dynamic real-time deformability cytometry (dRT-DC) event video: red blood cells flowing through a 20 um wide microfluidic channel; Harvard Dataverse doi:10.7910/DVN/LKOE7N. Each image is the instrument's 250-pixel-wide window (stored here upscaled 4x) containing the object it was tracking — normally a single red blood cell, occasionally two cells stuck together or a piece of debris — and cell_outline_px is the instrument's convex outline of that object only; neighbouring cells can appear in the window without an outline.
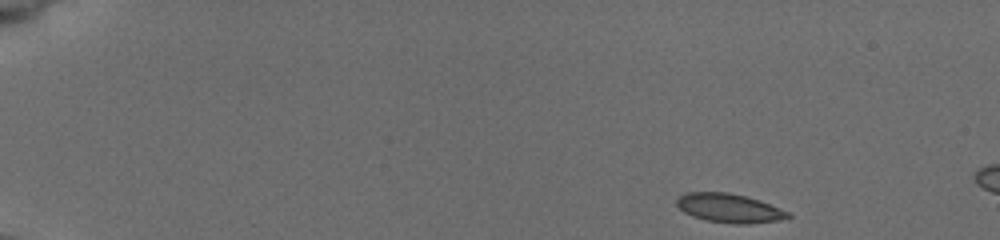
{"species": "common noctule bat (a hibernating species)", "species_latin": "Nyctalus noctula", "temperature_condition": "cold", "stored_images_in_passage": 23, "camera_frame_rate_fps": 3000, "um_per_image_px": 0.085, "animal": {"sex": "female", "body_mass_g": 19.5, "forearm_length_mm": 54.1}, "frame": {"image": 1, "passage_image": 1, "time_ms": 0.0, "image_size_px": [1000, 240], "cell_outline_px": [[792, 216], [788, 220], [748, 224], [736, 224], [708, 220], [692, 216], [684, 212], [676, 204], [676, 200], [680, 196], [688, 192], [728, 192], [748, 196], [788, 212]], "centroid_in_image_um": [62.02, 17.7], "position_along_channel_um": 23.0, "area_um2": 18.79}}
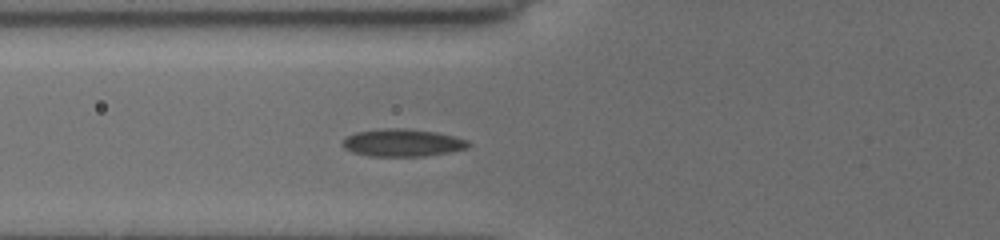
{"frame": {"image": 2, "passage_image": 16, "time_ms": 5.0, "image_size_px": [1000, 240], "cell_outline_px": [[472, 144], [468, 148], [448, 152], [424, 156], [368, 156], [352, 152], [344, 148], [340, 144], [348, 136], [356, 132], [388, 128], [404, 128], [436, 132], [468, 140]], "centroid_in_image_um": [34.21, 12.14], "position_along_channel_um": 91.6, "area_um2": 20.11}}
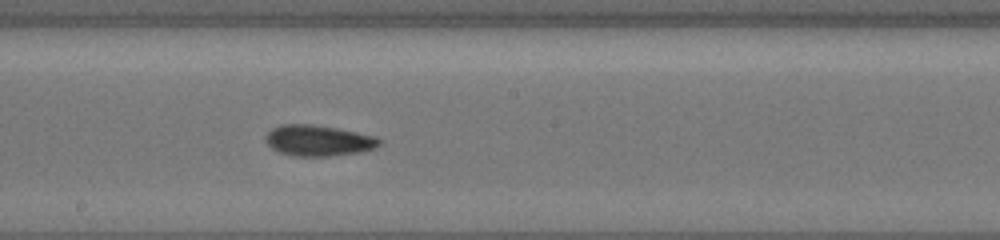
{"frame": {"image": 3, "passage_image": 23, "time_ms": 7.333, "image_size_px": [1000, 240], "cell_outline_px": [[380, 144], [376, 148], [360, 152], [328, 156], [292, 156], [280, 152], [272, 148], [264, 140], [264, 136], [272, 128], [280, 124], [312, 124], [336, 128], [376, 136], [380, 140]], "centroid_in_image_um": [27.03, 11.94], "position_along_channel_um": 221.2, "area_um2": 20.52}}